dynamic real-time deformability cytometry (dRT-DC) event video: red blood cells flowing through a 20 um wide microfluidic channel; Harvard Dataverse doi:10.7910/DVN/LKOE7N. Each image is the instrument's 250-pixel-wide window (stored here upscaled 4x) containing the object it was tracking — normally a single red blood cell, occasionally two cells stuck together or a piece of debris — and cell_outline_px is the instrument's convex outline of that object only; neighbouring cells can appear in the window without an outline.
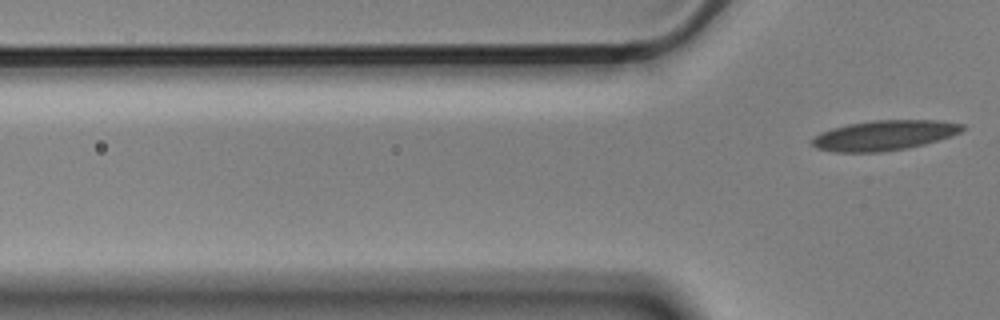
{"species": "Egyptian fruit bat (a non-hibernating species)", "species_latin": "Rousettus aegyptiacus", "temperature_condition": "cold", "stored_images_in_passage": 6, "segment_of_instrument_passage": [2, 2], "camera_frame_rate_fps": 3000, "um_per_image_px": 0.085, "animal": {"sex": "male"}, "frame": {"image": 1, "passage_image": 6, "time_ms": 1.667, "image_size_px": [1000, 320], "cell_outline_px": [[968, 128], [952, 136], [924, 144], [908, 148], [880, 152], [832, 152], [816, 148], [812, 144], [812, 140], [820, 132], [832, 128], [848, 124], [872, 120], [940, 120], [964, 124]], "centroid_in_image_um": [75.2, 11.5], "position_along_channel_um": 50.6, "area_um2": 26.47}}